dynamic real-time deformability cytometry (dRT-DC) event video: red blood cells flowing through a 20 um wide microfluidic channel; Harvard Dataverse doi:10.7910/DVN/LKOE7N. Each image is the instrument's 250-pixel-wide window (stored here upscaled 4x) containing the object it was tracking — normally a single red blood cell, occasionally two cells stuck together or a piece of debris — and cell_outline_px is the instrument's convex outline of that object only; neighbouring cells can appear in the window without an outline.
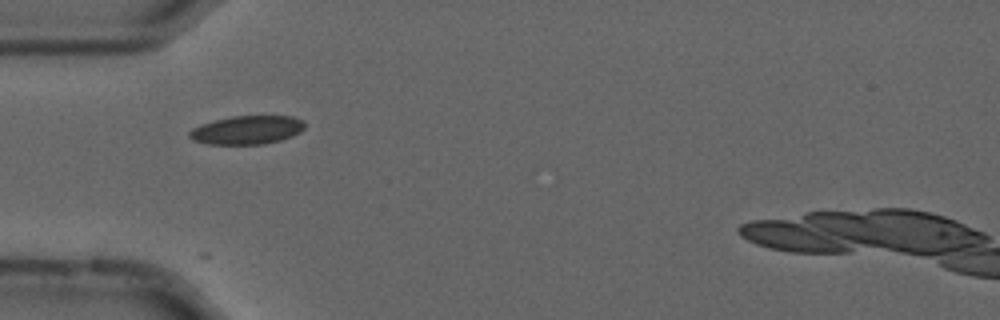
{"species": "common noctule bat (a hibernating species)", "species_latin": "Nyctalus noctula", "temperature_condition": "cold", "stored_images_in_passage": 4, "camera_frame_rate_fps": 3000, "um_per_image_px": 0.085, "animal": {"sex": "male", "forearm_length_mm": 52.5}, "frame": {"image": 1, "passage_image": 1, "time_ms": 0.0, "image_size_px": [1000, 320], "cell_outline_px": [[304, 128], [300, 132], [292, 136], [280, 140], [264, 144], [208, 144], [192, 140], [188, 136], [188, 132], [192, 128], [200, 124], [212, 120], [232, 116], [292, 116], [304, 120]], "centroid_in_image_um": [20.97, 11.04], "position_along_channel_um": 64.0, "area_um2": 19.36}}